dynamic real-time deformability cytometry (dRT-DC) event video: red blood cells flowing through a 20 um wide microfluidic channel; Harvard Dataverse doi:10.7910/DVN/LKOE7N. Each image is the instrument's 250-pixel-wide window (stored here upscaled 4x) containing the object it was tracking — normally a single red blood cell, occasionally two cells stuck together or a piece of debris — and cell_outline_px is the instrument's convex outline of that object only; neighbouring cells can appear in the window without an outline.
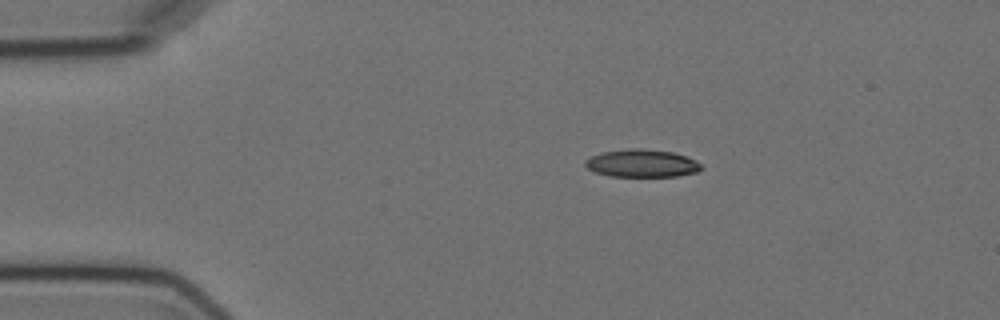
{"species": "Egyptian fruit bat (a non-hibernating species)", "species_latin": "Rousettus aegyptiacus", "temperature_condition": "cold", "stored_images_in_passage": 9, "camera_frame_rate_fps": 3000, "um_per_image_px": 0.085, "animal": {"sex": "female"}, "frame": {"image": 1, "passage_image": 1, "time_ms": 0.0, "image_size_px": [1000, 320], "cell_outline_px": [[704, 168], [696, 172], [676, 176], [612, 176], [596, 172], [588, 168], [584, 164], [584, 160], [600, 152], [628, 148], [640, 148], [672, 152], [688, 156], [696, 160]], "centroid_in_image_um": [54.57, 13.87], "position_along_channel_um": 30.4, "area_um2": 18.79}}
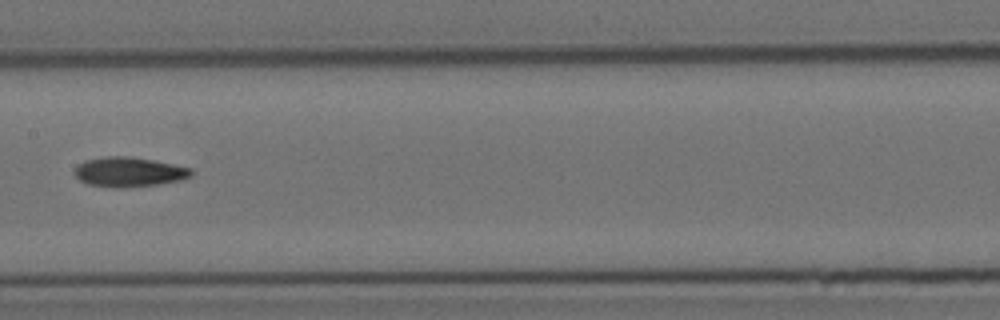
{"frame": {"image": 2, "passage_image": 6, "time_ms": 6.0, "image_size_px": [1000, 320], "cell_outline_px": [[192, 176], [180, 180], [160, 184], [120, 188], [116, 188], [88, 184], [80, 180], [72, 172], [84, 160], [108, 156], [132, 156], [192, 168]], "centroid_in_image_um": [10.96, 14.62], "position_along_channel_um": 196.4, "area_um2": 20.17}}
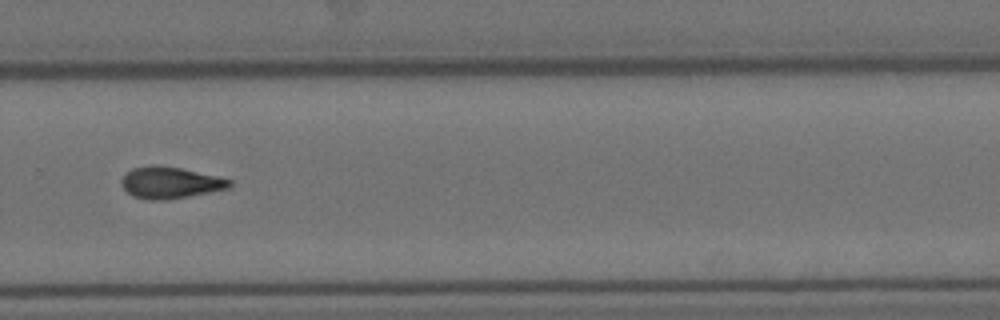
{"frame": {"image": 3, "passage_image": 9, "time_ms": 9.333, "image_size_px": [1000, 320], "cell_outline_px": [[232, 184], [228, 188], [188, 196], [164, 200], [144, 200], [132, 196], [120, 184], [120, 180], [124, 172], [132, 168], [152, 164], [180, 168], [232, 180]], "centroid_in_image_um": [14.37, 15.52], "position_along_channel_um": 315.4, "area_um2": 19.88}}